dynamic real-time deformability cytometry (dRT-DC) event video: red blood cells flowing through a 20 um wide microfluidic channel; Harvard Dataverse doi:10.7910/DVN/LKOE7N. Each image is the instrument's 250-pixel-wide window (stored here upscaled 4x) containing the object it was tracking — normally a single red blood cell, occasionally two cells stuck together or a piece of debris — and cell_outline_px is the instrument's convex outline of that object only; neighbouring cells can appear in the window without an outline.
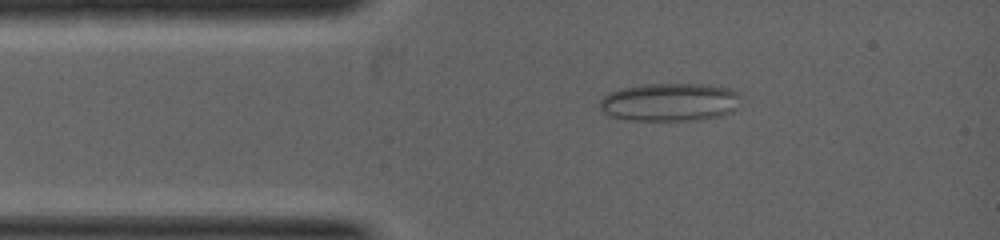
{"species": "common noctule bat (a hibernating species)", "species_latin": "Nyctalus noctula", "temperature_condition": "warm", "stored_images_in_passage": 6, "camera_frame_rate_fps": 5000, "um_per_image_px": 0.085, "animal": {"sex": "female", "body_mass_g": 19.0, "forearm_length_mm": 53.3}, "frame": {"image": 1, "passage_image": 4, "time_ms": 1.0, "image_size_px": [1000, 240], "cell_outline_px": [[740, 96], [736, 108], [732, 112], [720, 116], [696, 120], [632, 120], [612, 116], [604, 112], [600, 108], [600, 100], [608, 92], [620, 88], [644, 84], [708, 84], [728, 88], [740, 92]], "centroid_in_image_um": [56.95, 8.67], "position_along_channel_um": 28.1, "area_um2": 31.44}}